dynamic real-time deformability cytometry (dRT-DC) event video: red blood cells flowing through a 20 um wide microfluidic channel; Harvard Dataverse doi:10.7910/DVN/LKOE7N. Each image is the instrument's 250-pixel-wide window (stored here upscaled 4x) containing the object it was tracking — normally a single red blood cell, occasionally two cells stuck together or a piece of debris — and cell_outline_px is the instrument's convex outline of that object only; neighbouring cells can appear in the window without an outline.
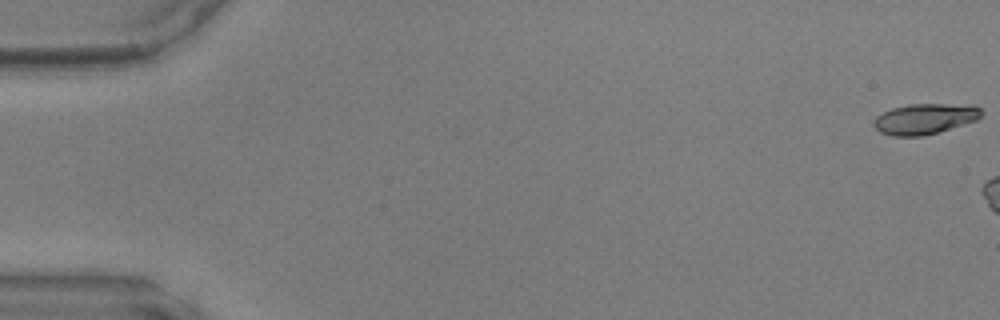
{"species": "common noctule bat (a hibernating species)", "species_latin": "Nyctalus noctula", "temperature_condition": "warm", "stored_images_in_passage": 6, "camera_frame_rate_fps": 3000, "um_per_image_px": 0.085, "animal": {"sex": "male", "body_mass_g": 17.9, "forearm_length_mm": 54.2}, "frame": {"image": 1, "passage_image": 1, "time_ms": 0.0, "image_size_px": [1000, 320], "cell_outline_px": [[980, 116], [976, 120], [924, 136], [892, 136], [880, 132], [872, 124], [872, 120], [876, 116], [892, 108], [908, 104], [944, 104], [980, 108]], "centroid_in_image_um": [78.49, 10.12], "position_along_channel_um": 6.5, "area_um2": 18.73}}